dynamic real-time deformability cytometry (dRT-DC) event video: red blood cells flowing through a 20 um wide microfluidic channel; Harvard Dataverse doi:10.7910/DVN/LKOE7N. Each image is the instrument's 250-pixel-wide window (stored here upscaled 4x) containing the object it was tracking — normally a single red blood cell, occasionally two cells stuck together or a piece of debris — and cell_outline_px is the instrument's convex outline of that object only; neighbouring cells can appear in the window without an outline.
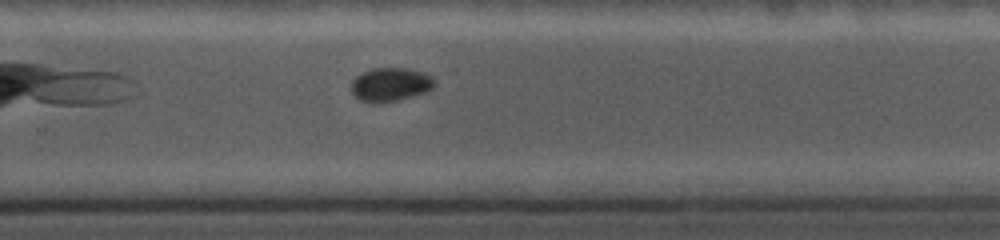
{"species": "common noctule bat (a hibernating species)", "species_latin": "Nyctalus noctula", "temperature_condition": "cold", "stored_images_in_passage": 46, "camera_frame_rate_fps": 5000, "um_per_image_px": 0.085, "animal": {"sex": "female", "body_mass_g": 19.0, "forearm_length_mm": 56.7}, "frame": {"image": 1, "passage_image": 24, "time_ms": 7.0, "image_size_px": [1000, 240], "cell_outline_px": [[436, 84], [428, 92], [396, 100], [360, 100], [352, 92], [352, 80], [356, 76], [372, 68], [408, 68], [424, 72], [432, 76], [436, 80]], "centroid_in_image_um": [33.27, 7.13], "position_along_channel_um": 296.5, "area_um2": 15.95}}